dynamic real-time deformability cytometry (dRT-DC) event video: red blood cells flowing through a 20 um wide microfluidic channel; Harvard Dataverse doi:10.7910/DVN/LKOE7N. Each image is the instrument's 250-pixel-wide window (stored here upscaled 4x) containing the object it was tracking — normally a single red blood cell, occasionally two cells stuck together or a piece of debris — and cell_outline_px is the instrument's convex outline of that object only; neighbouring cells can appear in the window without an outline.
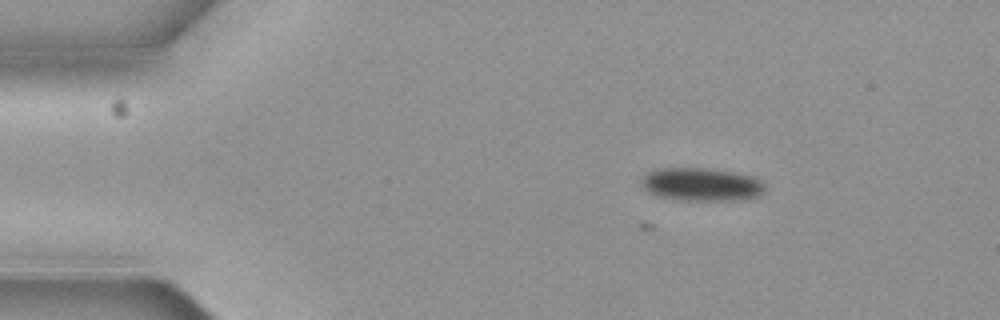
{"species": "common noctule bat (a hibernating species)", "species_latin": "Nyctalus noctula", "temperature_condition": "cold", "stored_images_in_passage": 11, "segment_of_instrument_passage": [1, 2], "camera_frame_rate_fps": 3000, "um_per_image_px": 0.085, "animal": {"sex": "female", "body_mass_g": 19.3, "forearm_length_mm": 54.1}, "frame": {"image": 1, "passage_image": 4, "time_ms": 1.0, "image_size_px": [1000, 320], "cell_outline_px": [[764, 192], [760, 196], [740, 200], [680, 200], [660, 196], [648, 192], [644, 188], [640, 180], [648, 172], [660, 168], [712, 168], [736, 172], [756, 176], [764, 184]], "centroid_in_image_um": [59.68, 15.66], "position_along_channel_um": 25.3, "area_um2": 24.1}}
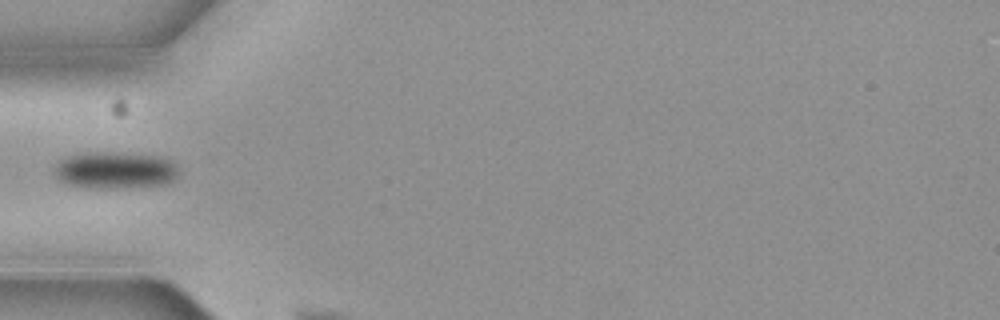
{"frame": {"image": 2, "passage_image": 7, "time_ms": 2.0, "image_size_px": [1000, 320], "cell_outline_px": [[176, 176], [168, 184], [116, 188], [80, 188], [64, 184], [52, 172], [56, 164], [64, 156], [88, 152], [116, 152], [160, 156], [172, 160], [176, 164]], "centroid_in_image_um": [9.72, 14.47], "position_along_channel_um": 75.3, "area_um2": 27.22}}